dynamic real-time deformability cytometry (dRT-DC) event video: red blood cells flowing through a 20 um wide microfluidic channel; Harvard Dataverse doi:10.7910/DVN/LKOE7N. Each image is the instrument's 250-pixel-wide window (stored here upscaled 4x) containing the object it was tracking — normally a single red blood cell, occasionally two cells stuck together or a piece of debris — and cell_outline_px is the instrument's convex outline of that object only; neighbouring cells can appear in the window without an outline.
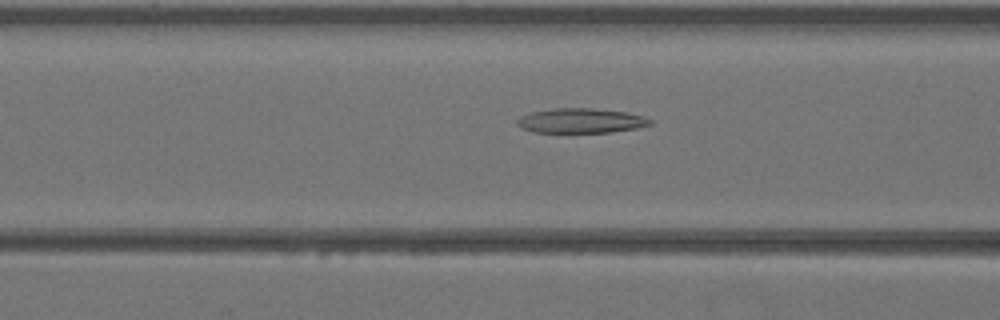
{"species": "Egyptian fruit bat (a non-hibernating species)", "species_latin": "Rousettus aegyptiacus", "temperature_condition": "warm", "stored_images_in_passage": 25, "camera_frame_rate_fps": 3000, "um_per_image_px": 0.085, "animal": {"sex": "female"}, "frame": {"image": 1, "passage_image": 11, "time_ms": 3.333, "image_size_px": [1000, 320], "cell_outline_px": [[652, 124], [636, 128], [612, 132], [532, 132], [520, 128], [516, 124], [516, 120], [520, 116], [532, 112], [556, 108], [596, 108], [628, 112], [644, 116], [652, 120]], "centroid_in_image_um": [49.38, 10.25], "position_along_channel_um": 117.2, "area_um2": 19.31}}
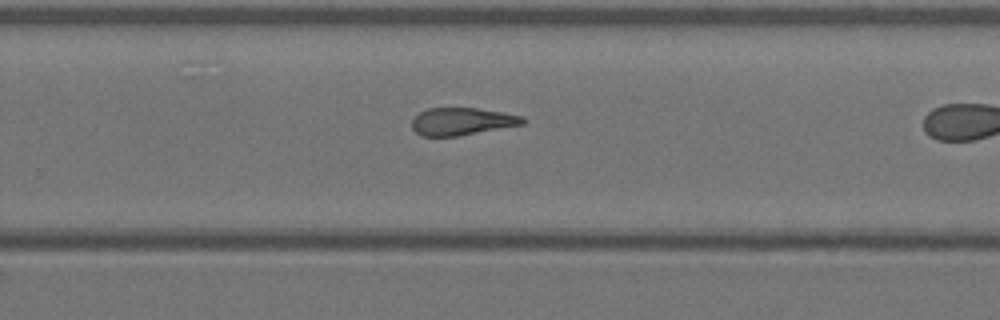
{"frame": {"image": 2, "passage_image": 22, "time_ms": 7.0, "image_size_px": [1000, 320], "cell_outline_px": [[528, 120], [524, 124], [460, 136], [420, 136], [412, 128], [412, 120], [420, 112], [428, 108], [476, 108], [504, 112], [524, 116]], "centroid_in_image_um": [39.31, 10.32], "position_along_channel_um": 290.5, "area_um2": 17.92}}